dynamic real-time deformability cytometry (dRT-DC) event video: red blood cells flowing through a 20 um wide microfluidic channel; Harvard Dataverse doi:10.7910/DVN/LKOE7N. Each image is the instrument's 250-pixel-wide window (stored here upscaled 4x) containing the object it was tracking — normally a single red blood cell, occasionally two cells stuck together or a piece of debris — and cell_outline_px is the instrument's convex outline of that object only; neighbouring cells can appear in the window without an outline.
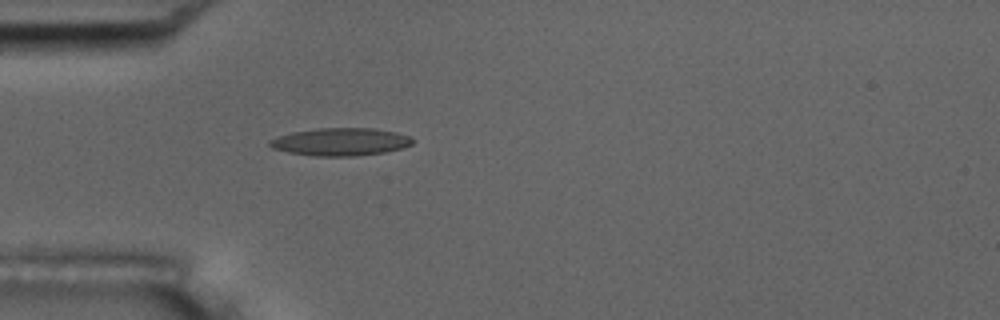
{"species": "common noctule bat (a hibernating species)", "species_latin": "Nyctalus noctula", "temperature_condition": "room temperature", "stored_images_in_passage": 56, "camera_frame_rate_fps": 3000, "um_per_image_px": 0.085, "animal": {"sex": "male", "body_mass_g": 17.5, "forearm_length_mm": 52.3}, "frame": {"image": 1, "passage_image": 17, "time_ms": 5.333, "image_size_px": [1000, 320], "cell_outline_px": [[416, 140], [412, 144], [404, 148], [384, 152], [356, 156], [312, 156], [288, 152], [272, 148], [268, 144], [268, 140], [276, 136], [292, 132], [316, 128], [372, 128], [396, 132], [412, 136]], "centroid_in_image_um": [28.96, 12.05], "position_along_channel_um": 56.0, "area_um2": 23.41}, "authors_computed_cell_mechanics": {"area_um2": 21.2704, "velocity_mm_per_s": 3.6168, "shape_relaxation_time_tau1_ms": null, "shape_relaxation_time_tau2_ms": 3.1808, "deformation_change_tau1": null, "deformation_change_tau2": 0.1454}}